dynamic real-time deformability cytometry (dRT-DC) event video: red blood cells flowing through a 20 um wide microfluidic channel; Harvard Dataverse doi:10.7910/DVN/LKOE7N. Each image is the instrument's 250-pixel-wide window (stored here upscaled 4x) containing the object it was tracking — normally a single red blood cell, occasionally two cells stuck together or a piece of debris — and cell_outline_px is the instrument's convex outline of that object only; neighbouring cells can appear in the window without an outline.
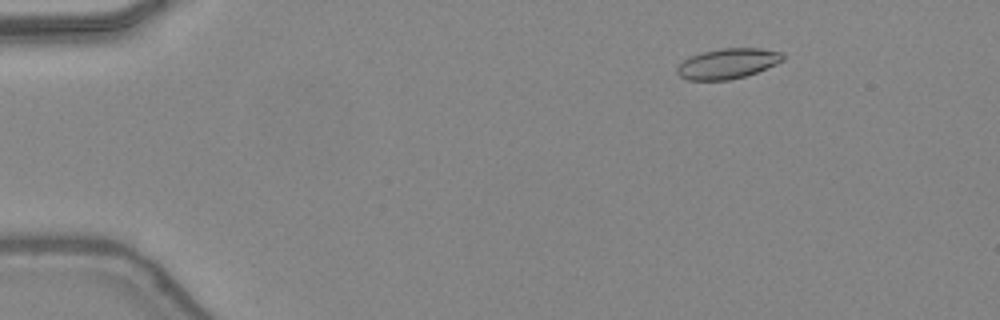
{"species": "common noctule bat (a hibernating species)", "species_latin": "Nyctalus noctula", "temperature_condition": "warm", "stored_images_in_passage": 48, "camera_frame_rate_fps": 3000, "um_per_image_px": 0.085, "animal": {"sex": "female", "body_mass_g": 24.6, "forearm_length_mm": 56.2}, "frame": {"image": 1, "passage_image": 8, "time_ms": 2.333, "image_size_px": [1000, 320], "cell_outline_px": [[784, 60], [776, 64], [756, 72], [744, 76], [728, 80], [688, 80], [680, 76], [676, 72], [676, 68], [684, 60], [692, 56], [704, 52], [720, 48], [760, 48], [780, 52], [784, 56]], "centroid_in_image_um": [61.85, 5.4], "position_along_channel_um": 23.2, "area_um2": 18.44}}
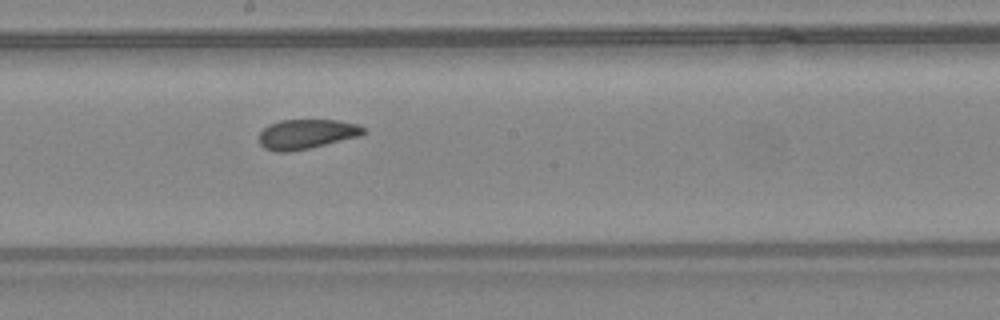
{"frame": {"image": 2, "passage_image": 28, "time_ms": 9.0, "image_size_px": [1000, 320], "cell_outline_px": [[368, 132], [360, 136], [308, 148], [288, 152], [276, 152], [264, 148], [260, 144], [260, 132], [268, 124], [280, 120], [340, 120], [356, 124], [364, 128]], "centroid_in_image_um": [26.05, 11.39], "position_along_channel_um": 222.1, "area_um2": 18.03}}
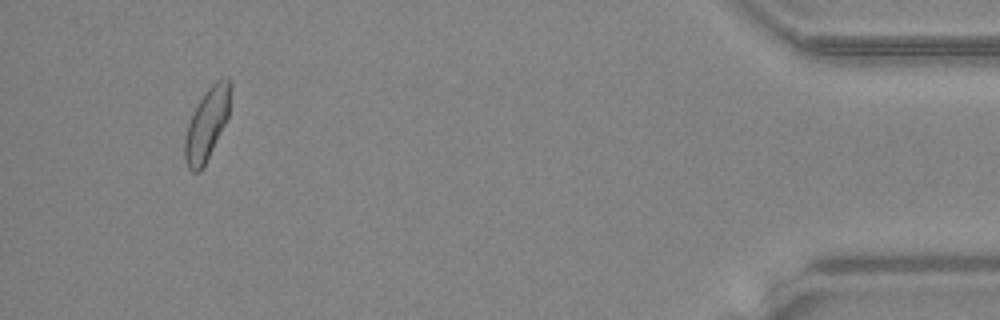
{"frame": {"image": 3, "passage_image": 46, "time_ms": 15.0, "image_size_px": [1000, 320], "cell_outline_px": [[232, 84], [228, 116], [200, 172], [192, 172], [188, 168], [184, 160], [184, 140], [188, 124], [200, 100], [208, 88], [216, 80], [228, 76], [232, 80]], "centroid_in_image_um": [17.59, 10.5], "position_along_channel_um": 417.6, "area_um2": 18.79}, "authors_computed_cell_mechanics": {"area_um2": 18.785, "velocity_mm_per_s": 4.3977, "shape_relaxation_time_tau1_ms": 7.8991, "shape_relaxation_time_tau2_ms": 1.6435, "deformation_change_tau1": 0.1564, "deformation_change_tau2": 0.0781}}